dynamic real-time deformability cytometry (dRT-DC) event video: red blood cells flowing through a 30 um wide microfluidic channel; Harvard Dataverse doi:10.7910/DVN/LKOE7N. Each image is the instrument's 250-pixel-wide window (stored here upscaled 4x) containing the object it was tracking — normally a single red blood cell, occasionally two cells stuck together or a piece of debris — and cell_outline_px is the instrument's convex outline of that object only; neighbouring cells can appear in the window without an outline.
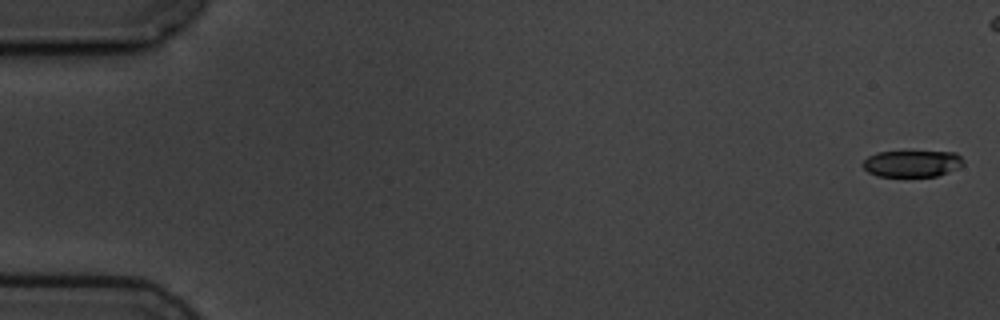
{"species": "common noctule bat (a hibernating species)", "species_latin": "Nyctalus noctula", "temperature_condition": "cold", "stored_images_in_passage": 16, "camera_frame_rate_fps": 3000, "um_per_image_px": 0.085, "animal": {"sex": "male", "body_mass_g": 19.5, "forearm_length_mm": 54.6}, "frame": {"image": 1, "passage_image": 1, "time_ms": 0.0, "image_size_px": [1000, 320], "cell_outline_px": [[964, 164], [948, 172], [936, 176], [876, 176], [868, 172], [860, 164], [868, 156], [876, 152], [956, 152], [964, 160]], "centroid_in_image_um": [77.5, 13.9], "position_along_channel_um": 7.5, "area_um2": 15.55}}
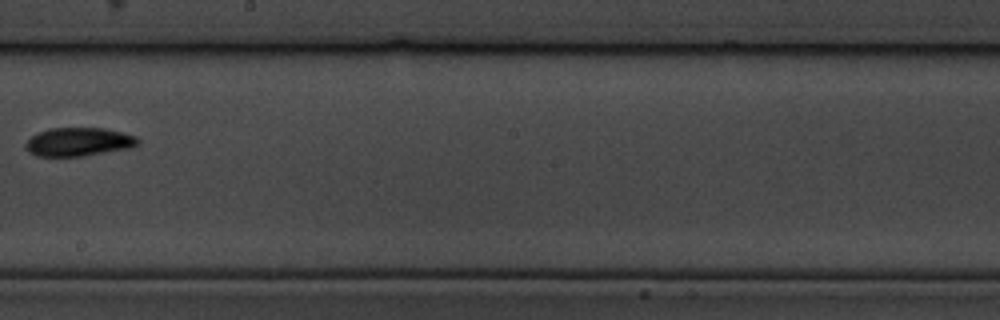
{"frame": {"image": 2, "passage_image": 11, "time_ms": 13.0, "image_size_px": [1000, 320], "cell_outline_px": [[140, 140], [132, 148], [80, 156], [36, 156], [28, 152], [24, 148], [24, 144], [36, 132], [48, 128], [104, 128], [136, 136]], "centroid_in_image_um": [6.63, 12.06], "position_along_channel_um": 241.6, "area_um2": 18.73}}
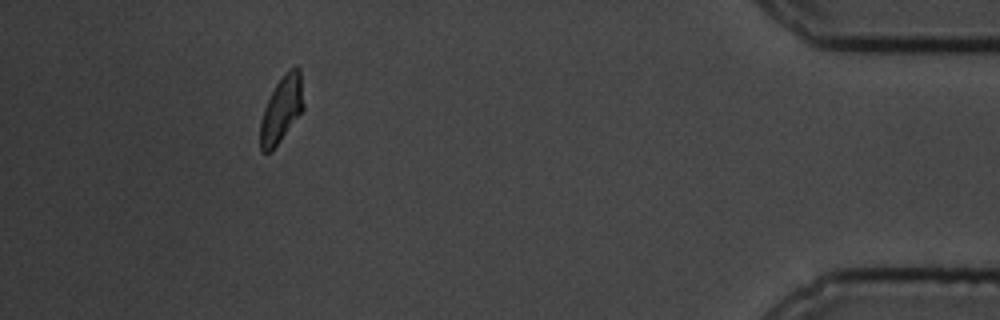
{"frame": {"image": 3, "passage_image": 16, "time_ms": 19.333, "image_size_px": [1000, 320], "cell_outline_px": [[304, 108], [280, 140], [268, 152], [260, 152], [260, 120], [264, 108], [276, 84], [284, 72], [288, 68], [296, 64], [300, 68], [304, 104]], "centroid_in_image_um": [23.94, 9.22], "position_along_channel_um": 411.3, "area_um2": 16.59}}